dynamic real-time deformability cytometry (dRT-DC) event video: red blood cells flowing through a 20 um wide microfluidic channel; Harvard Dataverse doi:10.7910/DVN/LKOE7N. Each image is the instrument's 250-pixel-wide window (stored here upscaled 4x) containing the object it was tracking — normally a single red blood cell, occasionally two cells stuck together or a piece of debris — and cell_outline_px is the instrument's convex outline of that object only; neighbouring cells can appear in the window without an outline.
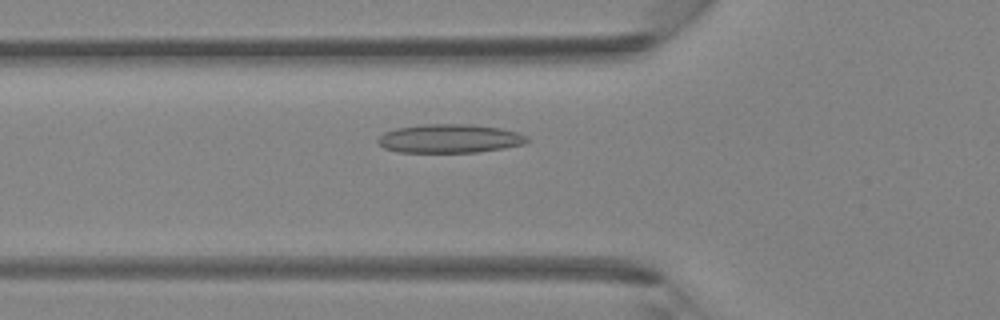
{"species": "Egyptian fruit bat (a non-hibernating species)", "species_latin": "Rousettus aegyptiacus", "temperature_condition": "room temperature", "stored_images_in_passage": 37, "segment_of_instrument_passage": [1, 2], "camera_frame_rate_fps": 3000, "um_per_image_px": 0.085, "animal": {"sex": "female"}, "frame": {"image": 1, "passage_image": 7, "time_ms": 2.0, "image_size_px": [1000, 320], "cell_outline_px": [[528, 140], [524, 144], [504, 148], [476, 152], [396, 152], [384, 148], [376, 140], [384, 132], [396, 128], [424, 124], [472, 124], [500, 128], [516, 132], [528, 136]], "centroid_in_image_um": [38.21, 11.77], "position_along_channel_um": 87.6, "area_um2": 24.97}}
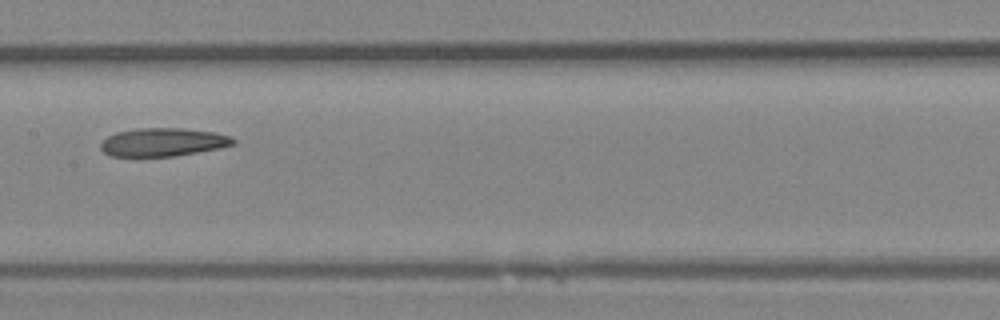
{"frame": {"image": 2, "passage_image": 14, "time_ms": 4.333, "image_size_px": [1000, 320], "cell_outline_px": [[236, 144], [220, 148], [176, 156], [108, 156], [100, 148], [100, 144], [108, 136], [116, 132], [136, 128], [180, 128], [216, 132], [232, 136], [236, 140]], "centroid_in_image_um": [13.89, 12.08], "position_along_channel_um": 193.5, "area_um2": 22.02}}
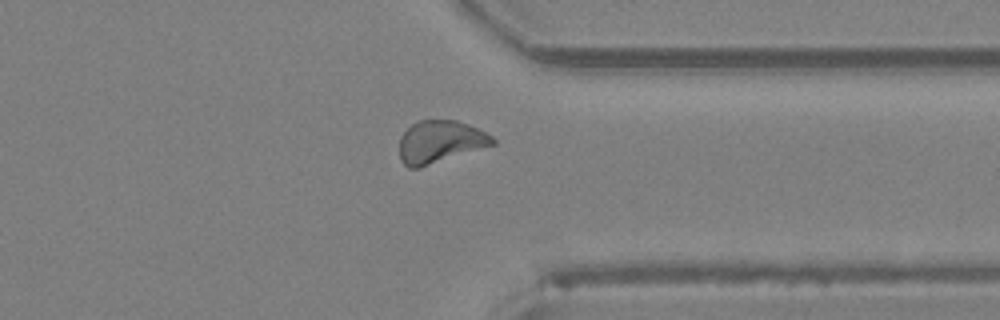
{"frame": {"image": 3, "passage_image": 26, "time_ms": 8.333, "image_size_px": [1000, 320], "cell_outline_px": [[496, 144], [420, 168], [408, 168], [400, 160], [400, 136], [412, 124], [420, 120], [456, 120], [468, 124], [492, 136], [496, 140]], "centroid_in_image_um": [37.4, 12.06], "position_along_channel_um": 374.0, "area_um2": 23.06}}